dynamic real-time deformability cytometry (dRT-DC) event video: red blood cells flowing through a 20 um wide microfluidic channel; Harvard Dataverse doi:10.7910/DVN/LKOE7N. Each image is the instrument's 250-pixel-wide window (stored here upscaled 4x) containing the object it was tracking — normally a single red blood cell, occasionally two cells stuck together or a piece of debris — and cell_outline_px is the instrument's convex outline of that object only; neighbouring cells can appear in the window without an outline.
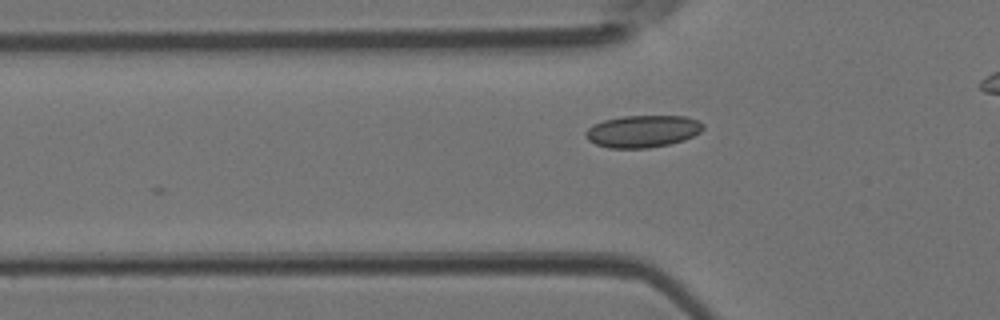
{"species": "Egyptian fruit bat (a non-hibernating species)", "species_latin": "Rousettus aegyptiacus", "temperature_condition": "room temperature", "stored_images_in_passage": 6, "camera_frame_rate_fps": 3000, "um_per_image_px": 0.085, "animal": {"sex": "female"}, "frame": {"image": 1, "passage_image": 2, "time_ms": 0.333, "image_size_px": [1000, 320], "cell_outline_px": [[704, 128], [700, 132], [684, 140], [668, 144], [648, 148], [608, 148], [596, 144], [588, 140], [584, 136], [584, 132], [592, 124], [604, 120], [624, 116], [684, 116], [696, 120], [704, 124]], "centroid_in_image_um": [54.59, 11.16], "position_along_channel_um": 71.2, "area_um2": 22.02}}
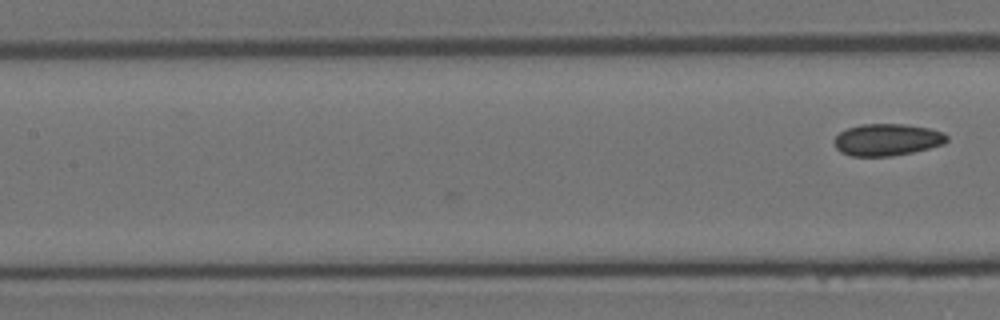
{"frame": {"image": 2, "passage_image": 6, "time_ms": 1.667, "image_size_px": [1000, 320], "cell_outline_px": [[948, 140], [944, 144], [912, 152], [892, 156], [852, 156], [840, 152], [836, 148], [836, 136], [840, 132], [848, 128], [860, 124], [904, 124], [928, 128], [944, 132], [948, 136]], "centroid_in_image_um": [75.43, 11.87], "position_along_channel_um": 132.0, "area_um2": 20.87}}